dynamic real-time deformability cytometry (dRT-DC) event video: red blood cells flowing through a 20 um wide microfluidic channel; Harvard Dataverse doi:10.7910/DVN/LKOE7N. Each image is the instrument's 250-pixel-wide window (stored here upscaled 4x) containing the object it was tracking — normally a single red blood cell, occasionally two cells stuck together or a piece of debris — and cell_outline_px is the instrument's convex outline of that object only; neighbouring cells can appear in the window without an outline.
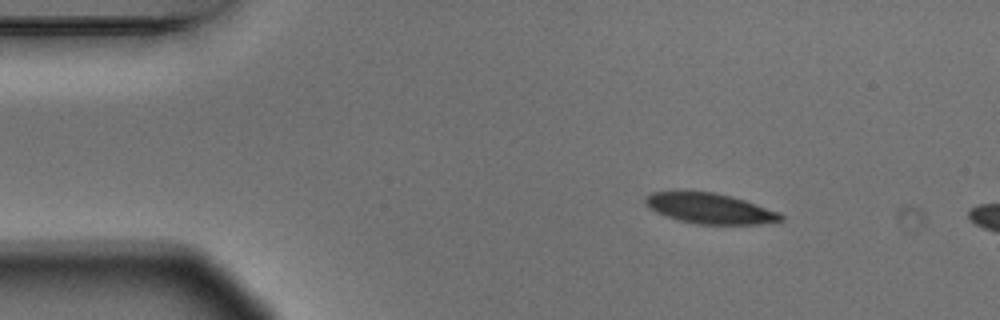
{"species": "Egyptian fruit bat (a non-hibernating species)", "species_latin": "Rousettus aegyptiacus", "temperature_condition": "warm", "stored_images_in_passage": 5, "camera_frame_rate_fps": 3000, "um_per_image_px": 0.085, "animal": {"sex": "male"}, "frame": {"image": 1, "passage_image": 3, "time_ms": 0.667, "image_size_px": [1000, 320], "cell_outline_px": [[784, 220], [760, 224], [696, 224], [676, 220], [664, 216], [648, 208], [644, 200], [644, 196], [652, 192], [716, 192], [732, 196], [780, 212], [784, 216]], "centroid_in_image_um": [60.32, 17.73], "position_along_channel_um": 24.7, "area_um2": 24.1}}